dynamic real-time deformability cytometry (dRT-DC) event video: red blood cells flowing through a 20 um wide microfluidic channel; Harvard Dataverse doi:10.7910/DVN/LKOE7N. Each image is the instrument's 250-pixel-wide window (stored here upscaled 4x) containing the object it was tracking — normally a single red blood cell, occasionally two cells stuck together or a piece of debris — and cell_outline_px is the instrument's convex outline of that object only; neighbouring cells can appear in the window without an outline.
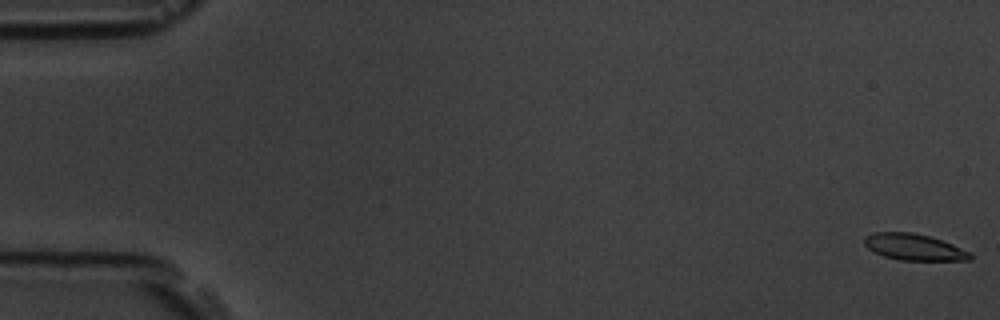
{"species": "common noctule bat (a hibernating species)", "species_latin": "Nyctalus noctula", "temperature_condition": "room temperature", "stored_images_in_passage": 9, "camera_frame_rate_fps": 3000, "um_per_image_px": 0.085, "animal": {"sex": "male", "body_mass_g": 19.5, "forearm_length_mm": 54.6}, "frame": {"image": 1, "passage_image": 1, "time_ms": 0.0, "image_size_px": [1000, 320], "cell_outline_px": [[972, 260], [900, 260], [884, 256], [868, 248], [864, 244], [864, 236], [872, 232], [912, 232], [928, 236], [952, 244], [972, 252]], "centroid_in_image_um": [77.69, 21.0], "position_along_channel_um": 7.3, "area_um2": 16.24}}